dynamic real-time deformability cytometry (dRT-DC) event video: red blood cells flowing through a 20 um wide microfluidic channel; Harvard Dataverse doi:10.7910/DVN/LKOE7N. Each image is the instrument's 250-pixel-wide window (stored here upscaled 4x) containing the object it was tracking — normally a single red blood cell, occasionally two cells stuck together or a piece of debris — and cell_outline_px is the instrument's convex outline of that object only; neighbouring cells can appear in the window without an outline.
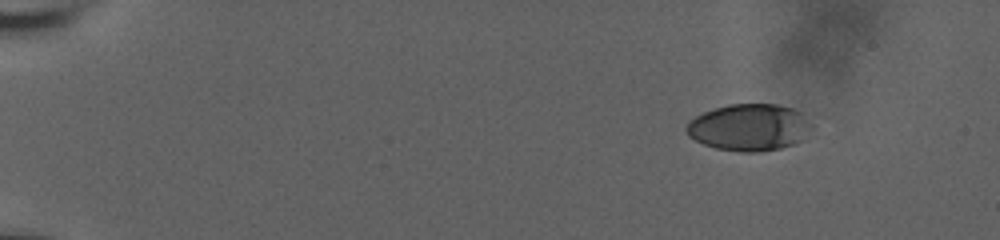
{"species": "human", "species_latin": "Homo sapiens", "temperature_condition": "room temperature", "stored_images_in_passage": 52, "camera_frame_rate_fps": 3000, "um_per_image_px": 0.085, "donor": {"sex": "male"}, "frame": {"image": 1, "passage_image": 1, "time_ms": 0.0, "image_size_px": [1000, 240], "cell_outline_px": [[812, 128], [804, 140], [780, 148], [760, 152], [740, 152], [716, 148], [704, 144], [688, 136], [684, 128], [696, 116], [704, 112], [728, 104], [776, 104], [792, 108], [800, 112], [812, 124]], "centroid_in_image_um": [63.71, 10.83], "position_along_channel_um": 21.3, "area_um2": 34.22}}
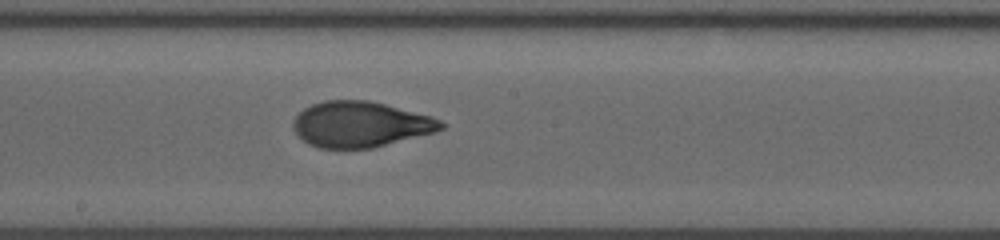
{"frame": {"image": 2, "passage_image": 28, "time_ms": 9.0, "image_size_px": [1000, 240], "cell_outline_px": [[448, 124], [444, 128], [436, 132], [372, 148], [320, 148], [308, 144], [292, 128], [292, 120], [304, 108], [312, 104], [324, 100], [368, 100], [432, 116]], "centroid_in_image_um": [30.65, 10.57], "position_along_channel_um": 217.5, "area_um2": 39.42}}
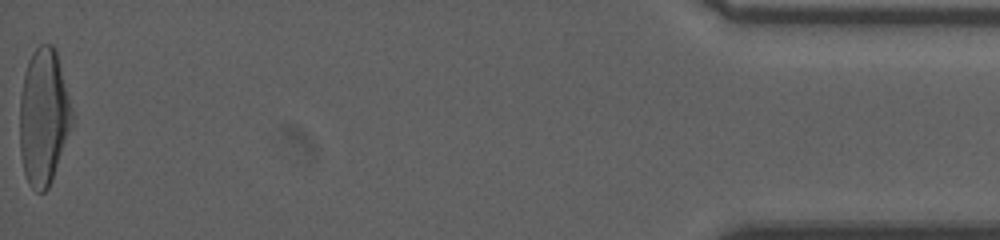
{"frame": {"image": 3, "passage_image": 52, "time_ms": 17.0, "image_size_px": [1000, 240], "cell_outline_px": [[76, 124], [52, 180], [48, 188], [44, 192], [36, 192], [28, 184], [24, 172], [20, 152], [20, 92], [24, 72], [28, 60], [32, 52], [40, 44], [52, 44], [56, 52], [72, 108]], "centroid_in_image_um": [3.73, 9.99], "position_along_channel_um": 431.5, "area_um2": 42.48}, "authors_computed_cell_mechanics": {"area_um2": 38.8994, "velocity_mm_per_s": 3.7556, "shape_relaxation_time_tau1_ms": 5.9794, "shape_relaxation_time_tau2_ms": 1.0219, "deformation_change_tau1": 0.2321, "deformation_change_tau2": 0.0689}}